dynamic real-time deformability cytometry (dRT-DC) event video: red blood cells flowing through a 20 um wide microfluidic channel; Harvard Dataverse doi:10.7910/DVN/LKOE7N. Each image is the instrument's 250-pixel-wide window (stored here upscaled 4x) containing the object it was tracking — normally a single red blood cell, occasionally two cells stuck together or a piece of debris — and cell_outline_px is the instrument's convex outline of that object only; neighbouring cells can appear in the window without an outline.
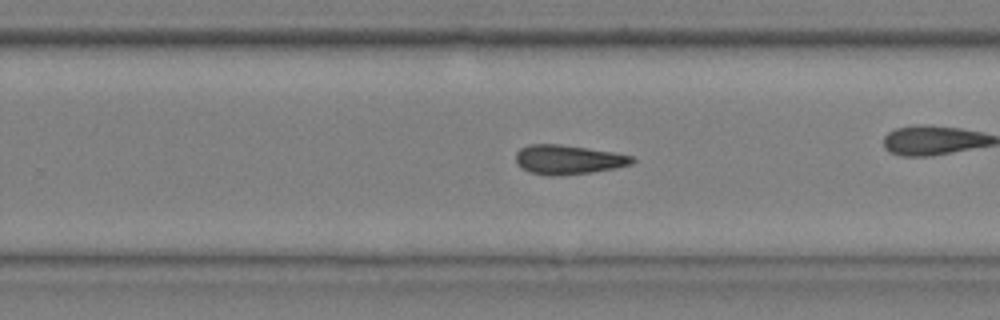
{"species": "common noctule bat (a hibernating species)", "species_latin": "Nyctalus noctula", "temperature_condition": "cold", "stored_images_in_passage": 32, "camera_frame_rate_fps": 3000, "um_per_image_px": 0.085, "animal": {"sex": "male", "body_mass_g": 20.4}, "frame": {"image": 1, "passage_image": 23, "time_ms": 7.333, "image_size_px": [1000, 320], "cell_outline_px": [[636, 160], [632, 164], [616, 168], [592, 172], [556, 176], [548, 176], [528, 172], [516, 164], [516, 152], [520, 148], [528, 144], [560, 144], [616, 152], [632, 156]], "centroid_in_image_um": [48.29, 13.57], "position_along_channel_um": 281.5, "area_um2": 20.17}}